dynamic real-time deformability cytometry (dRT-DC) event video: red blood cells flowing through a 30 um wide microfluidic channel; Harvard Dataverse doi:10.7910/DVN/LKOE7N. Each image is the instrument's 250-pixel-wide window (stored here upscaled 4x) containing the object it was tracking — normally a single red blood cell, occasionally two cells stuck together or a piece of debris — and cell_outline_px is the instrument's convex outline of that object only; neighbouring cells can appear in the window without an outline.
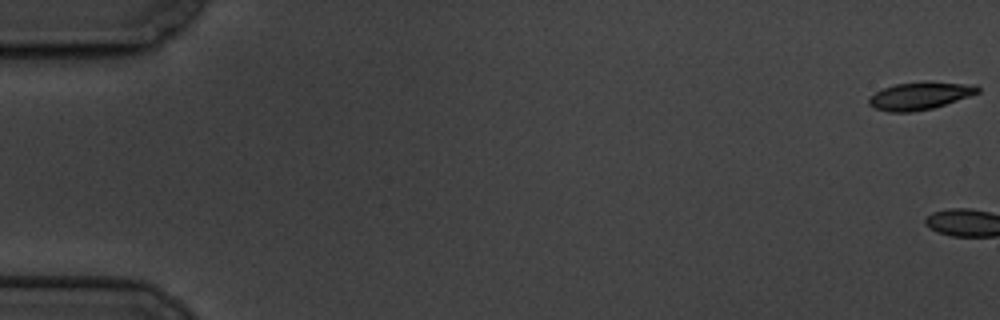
{"species": "common noctule bat (a hibernating species)", "species_latin": "Nyctalus noctula", "temperature_condition": "cold", "stored_images_in_passage": 9, "camera_frame_rate_fps": 3000, "um_per_image_px": 0.085, "animal": {"sex": "male", "body_mass_g": 19.5, "forearm_length_mm": 54.6}, "frame": {"image": 1, "passage_image": 1, "time_ms": 0.0, "image_size_px": [1000, 320], "cell_outline_px": [[980, 92], [932, 108], [912, 112], [888, 112], [876, 108], [868, 104], [868, 96], [884, 88], [896, 84], [928, 80], [976, 84], [980, 88]], "centroid_in_image_um": [78.2, 8.11], "position_along_channel_um": 6.8, "area_um2": 17.69}}
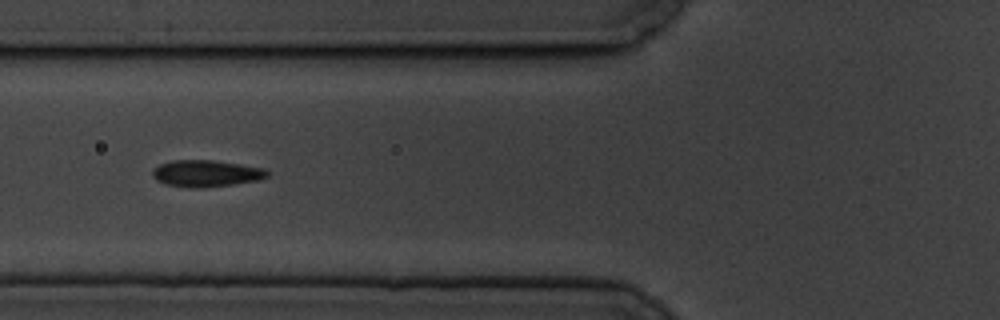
{"frame": {"image": 2, "passage_image": 8, "time_ms": 8.333, "image_size_px": [1000, 320], "cell_outline_px": [[268, 176], [256, 180], [232, 184], [204, 188], [188, 188], [164, 184], [156, 180], [152, 176], [152, 168], [160, 164], [172, 160], [212, 160], [240, 164], [264, 168], [268, 172]], "centroid_in_image_um": [17.46, 14.74], "position_along_channel_um": 108.3, "area_um2": 17.92}}
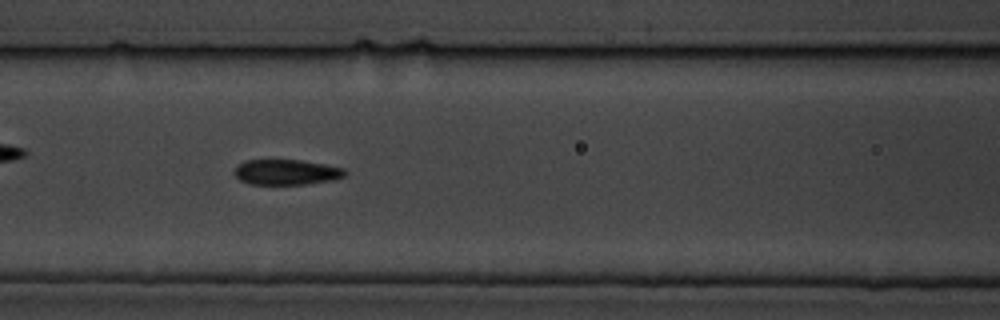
{"frame": {"image": 3, "passage_image": 9, "time_ms": 9.333, "image_size_px": [1000, 320], "cell_outline_px": [[348, 172], [344, 176], [332, 180], [308, 184], [248, 184], [240, 180], [232, 172], [244, 160], [300, 160], [324, 164], [344, 168]], "centroid_in_image_um": [24.34, 14.63], "position_along_channel_um": 142.3, "area_um2": 16.36}}